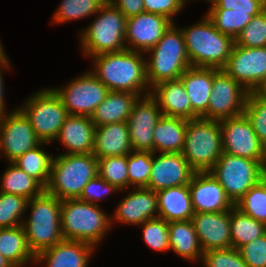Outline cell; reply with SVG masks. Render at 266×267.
Listing matches in <instances>:
<instances>
[{
  "mask_svg": "<svg viewBox=\"0 0 266 267\" xmlns=\"http://www.w3.org/2000/svg\"><path fill=\"white\" fill-rule=\"evenodd\" d=\"M153 164V152L132 151L127 155L128 188H147L151 168Z\"/></svg>",
  "mask_w": 266,
  "mask_h": 267,
  "instance_id": "cell-38",
  "label": "cell"
},
{
  "mask_svg": "<svg viewBox=\"0 0 266 267\" xmlns=\"http://www.w3.org/2000/svg\"><path fill=\"white\" fill-rule=\"evenodd\" d=\"M158 217L165 221L191 220L195 214L188 185L157 191Z\"/></svg>",
  "mask_w": 266,
  "mask_h": 267,
  "instance_id": "cell-27",
  "label": "cell"
},
{
  "mask_svg": "<svg viewBox=\"0 0 266 267\" xmlns=\"http://www.w3.org/2000/svg\"><path fill=\"white\" fill-rule=\"evenodd\" d=\"M206 1H208L212 4V3H214L215 0H206ZM185 3H186V0H185Z\"/></svg>",
  "mask_w": 266,
  "mask_h": 267,
  "instance_id": "cell-54",
  "label": "cell"
},
{
  "mask_svg": "<svg viewBox=\"0 0 266 267\" xmlns=\"http://www.w3.org/2000/svg\"><path fill=\"white\" fill-rule=\"evenodd\" d=\"M0 267H14L7 259L0 253Z\"/></svg>",
  "mask_w": 266,
  "mask_h": 267,
  "instance_id": "cell-52",
  "label": "cell"
},
{
  "mask_svg": "<svg viewBox=\"0 0 266 267\" xmlns=\"http://www.w3.org/2000/svg\"><path fill=\"white\" fill-rule=\"evenodd\" d=\"M209 9H228L258 15L266 9V0H215Z\"/></svg>",
  "mask_w": 266,
  "mask_h": 267,
  "instance_id": "cell-47",
  "label": "cell"
},
{
  "mask_svg": "<svg viewBox=\"0 0 266 267\" xmlns=\"http://www.w3.org/2000/svg\"><path fill=\"white\" fill-rule=\"evenodd\" d=\"M209 173L221 184L227 197L235 205L266 176V168L257 160L223 152Z\"/></svg>",
  "mask_w": 266,
  "mask_h": 267,
  "instance_id": "cell-9",
  "label": "cell"
},
{
  "mask_svg": "<svg viewBox=\"0 0 266 267\" xmlns=\"http://www.w3.org/2000/svg\"><path fill=\"white\" fill-rule=\"evenodd\" d=\"M201 262L204 267H248L239 250L233 247L205 251Z\"/></svg>",
  "mask_w": 266,
  "mask_h": 267,
  "instance_id": "cell-44",
  "label": "cell"
},
{
  "mask_svg": "<svg viewBox=\"0 0 266 267\" xmlns=\"http://www.w3.org/2000/svg\"><path fill=\"white\" fill-rule=\"evenodd\" d=\"M206 16L216 29L231 36L234 40L253 18L250 14L228 9H209Z\"/></svg>",
  "mask_w": 266,
  "mask_h": 267,
  "instance_id": "cell-35",
  "label": "cell"
},
{
  "mask_svg": "<svg viewBox=\"0 0 266 267\" xmlns=\"http://www.w3.org/2000/svg\"><path fill=\"white\" fill-rule=\"evenodd\" d=\"M195 173L182 153H153L147 188L157 192L165 188L189 185Z\"/></svg>",
  "mask_w": 266,
  "mask_h": 267,
  "instance_id": "cell-18",
  "label": "cell"
},
{
  "mask_svg": "<svg viewBox=\"0 0 266 267\" xmlns=\"http://www.w3.org/2000/svg\"><path fill=\"white\" fill-rule=\"evenodd\" d=\"M94 248L87 242L63 239L40 252L35 257V264L43 263L46 267H88Z\"/></svg>",
  "mask_w": 266,
  "mask_h": 267,
  "instance_id": "cell-22",
  "label": "cell"
},
{
  "mask_svg": "<svg viewBox=\"0 0 266 267\" xmlns=\"http://www.w3.org/2000/svg\"><path fill=\"white\" fill-rule=\"evenodd\" d=\"M132 151L127 122L95 127L93 154L97 159L127 156Z\"/></svg>",
  "mask_w": 266,
  "mask_h": 267,
  "instance_id": "cell-25",
  "label": "cell"
},
{
  "mask_svg": "<svg viewBox=\"0 0 266 267\" xmlns=\"http://www.w3.org/2000/svg\"><path fill=\"white\" fill-rule=\"evenodd\" d=\"M107 0H63L52 23H64L96 15Z\"/></svg>",
  "mask_w": 266,
  "mask_h": 267,
  "instance_id": "cell-36",
  "label": "cell"
},
{
  "mask_svg": "<svg viewBox=\"0 0 266 267\" xmlns=\"http://www.w3.org/2000/svg\"><path fill=\"white\" fill-rule=\"evenodd\" d=\"M256 97L266 102V79L263 80L252 92Z\"/></svg>",
  "mask_w": 266,
  "mask_h": 267,
  "instance_id": "cell-51",
  "label": "cell"
},
{
  "mask_svg": "<svg viewBox=\"0 0 266 267\" xmlns=\"http://www.w3.org/2000/svg\"><path fill=\"white\" fill-rule=\"evenodd\" d=\"M191 221L203 252L232 247L230 210L195 213Z\"/></svg>",
  "mask_w": 266,
  "mask_h": 267,
  "instance_id": "cell-20",
  "label": "cell"
},
{
  "mask_svg": "<svg viewBox=\"0 0 266 267\" xmlns=\"http://www.w3.org/2000/svg\"><path fill=\"white\" fill-rule=\"evenodd\" d=\"M185 6V0H144V10L147 13L162 15L173 23V16Z\"/></svg>",
  "mask_w": 266,
  "mask_h": 267,
  "instance_id": "cell-48",
  "label": "cell"
},
{
  "mask_svg": "<svg viewBox=\"0 0 266 267\" xmlns=\"http://www.w3.org/2000/svg\"><path fill=\"white\" fill-rule=\"evenodd\" d=\"M232 247L239 249L266 234V224L244 214L235 206L230 210Z\"/></svg>",
  "mask_w": 266,
  "mask_h": 267,
  "instance_id": "cell-33",
  "label": "cell"
},
{
  "mask_svg": "<svg viewBox=\"0 0 266 267\" xmlns=\"http://www.w3.org/2000/svg\"><path fill=\"white\" fill-rule=\"evenodd\" d=\"M98 175L120 191L128 189L127 156L98 159Z\"/></svg>",
  "mask_w": 266,
  "mask_h": 267,
  "instance_id": "cell-39",
  "label": "cell"
},
{
  "mask_svg": "<svg viewBox=\"0 0 266 267\" xmlns=\"http://www.w3.org/2000/svg\"><path fill=\"white\" fill-rule=\"evenodd\" d=\"M2 173V182L0 183V192L19 195L28 200L39 196L45 189L32 177L13 162Z\"/></svg>",
  "mask_w": 266,
  "mask_h": 267,
  "instance_id": "cell-32",
  "label": "cell"
},
{
  "mask_svg": "<svg viewBox=\"0 0 266 267\" xmlns=\"http://www.w3.org/2000/svg\"><path fill=\"white\" fill-rule=\"evenodd\" d=\"M0 253L14 267L27 266L30 261L35 264V256L29 249L22 225L0 228Z\"/></svg>",
  "mask_w": 266,
  "mask_h": 267,
  "instance_id": "cell-31",
  "label": "cell"
},
{
  "mask_svg": "<svg viewBox=\"0 0 266 267\" xmlns=\"http://www.w3.org/2000/svg\"><path fill=\"white\" fill-rule=\"evenodd\" d=\"M223 153L219 120H187L182 155L196 172H209Z\"/></svg>",
  "mask_w": 266,
  "mask_h": 267,
  "instance_id": "cell-8",
  "label": "cell"
},
{
  "mask_svg": "<svg viewBox=\"0 0 266 267\" xmlns=\"http://www.w3.org/2000/svg\"><path fill=\"white\" fill-rule=\"evenodd\" d=\"M110 192H119V189L115 185L106 182L99 175H96L86 184L78 199L88 204H98L95 201L102 200Z\"/></svg>",
  "mask_w": 266,
  "mask_h": 267,
  "instance_id": "cell-46",
  "label": "cell"
},
{
  "mask_svg": "<svg viewBox=\"0 0 266 267\" xmlns=\"http://www.w3.org/2000/svg\"><path fill=\"white\" fill-rule=\"evenodd\" d=\"M127 193L129 194L117 205L114 216L111 217V225L116 221L137 226L158 217L156 191L148 188H134L132 192L127 191Z\"/></svg>",
  "mask_w": 266,
  "mask_h": 267,
  "instance_id": "cell-21",
  "label": "cell"
},
{
  "mask_svg": "<svg viewBox=\"0 0 266 267\" xmlns=\"http://www.w3.org/2000/svg\"><path fill=\"white\" fill-rule=\"evenodd\" d=\"M60 223L65 240L83 241L95 247L113 228L110 216L98 204H88L78 198L61 201Z\"/></svg>",
  "mask_w": 266,
  "mask_h": 267,
  "instance_id": "cell-5",
  "label": "cell"
},
{
  "mask_svg": "<svg viewBox=\"0 0 266 267\" xmlns=\"http://www.w3.org/2000/svg\"><path fill=\"white\" fill-rule=\"evenodd\" d=\"M222 70L249 92L266 79V47H243L234 43Z\"/></svg>",
  "mask_w": 266,
  "mask_h": 267,
  "instance_id": "cell-15",
  "label": "cell"
},
{
  "mask_svg": "<svg viewBox=\"0 0 266 267\" xmlns=\"http://www.w3.org/2000/svg\"><path fill=\"white\" fill-rule=\"evenodd\" d=\"M11 67L10 61L8 59V56L5 54L3 56L0 57V116L8 113L5 112V100H4V84H3V72L2 70L5 69H9Z\"/></svg>",
  "mask_w": 266,
  "mask_h": 267,
  "instance_id": "cell-50",
  "label": "cell"
},
{
  "mask_svg": "<svg viewBox=\"0 0 266 267\" xmlns=\"http://www.w3.org/2000/svg\"><path fill=\"white\" fill-rule=\"evenodd\" d=\"M98 175V159L90 154H59L52 159L45 191L58 199H77L86 184Z\"/></svg>",
  "mask_w": 266,
  "mask_h": 267,
  "instance_id": "cell-4",
  "label": "cell"
},
{
  "mask_svg": "<svg viewBox=\"0 0 266 267\" xmlns=\"http://www.w3.org/2000/svg\"><path fill=\"white\" fill-rule=\"evenodd\" d=\"M223 152L259 161L266 168V148L245 114L220 120Z\"/></svg>",
  "mask_w": 266,
  "mask_h": 267,
  "instance_id": "cell-12",
  "label": "cell"
},
{
  "mask_svg": "<svg viewBox=\"0 0 266 267\" xmlns=\"http://www.w3.org/2000/svg\"><path fill=\"white\" fill-rule=\"evenodd\" d=\"M31 213L28 221L22 222L29 249L36 257L64 238L61 233V200L45 190L28 200Z\"/></svg>",
  "mask_w": 266,
  "mask_h": 267,
  "instance_id": "cell-3",
  "label": "cell"
},
{
  "mask_svg": "<svg viewBox=\"0 0 266 267\" xmlns=\"http://www.w3.org/2000/svg\"><path fill=\"white\" fill-rule=\"evenodd\" d=\"M249 91L222 69L213 68L207 119L223 120L244 114Z\"/></svg>",
  "mask_w": 266,
  "mask_h": 267,
  "instance_id": "cell-13",
  "label": "cell"
},
{
  "mask_svg": "<svg viewBox=\"0 0 266 267\" xmlns=\"http://www.w3.org/2000/svg\"><path fill=\"white\" fill-rule=\"evenodd\" d=\"M97 14L95 20L80 33L85 57L125 50L127 18L109 0Z\"/></svg>",
  "mask_w": 266,
  "mask_h": 267,
  "instance_id": "cell-7",
  "label": "cell"
},
{
  "mask_svg": "<svg viewBox=\"0 0 266 267\" xmlns=\"http://www.w3.org/2000/svg\"><path fill=\"white\" fill-rule=\"evenodd\" d=\"M3 55H5V52H4L2 43L0 42V57L3 56Z\"/></svg>",
  "mask_w": 266,
  "mask_h": 267,
  "instance_id": "cell-53",
  "label": "cell"
},
{
  "mask_svg": "<svg viewBox=\"0 0 266 267\" xmlns=\"http://www.w3.org/2000/svg\"><path fill=\"white\" fill-rule=\"evenodd\" d=\"M44 144L48 143L42 142L19 156L13 163L45 189L50 178L53 156L41 149Z\"/></svg>",
  "mask_w": 266,
  "mask_h": 267,
  "instance_id": "cell-34",
  "label": "cell"
},
{
  "mask_svg": "<svg viewBox=\"0 0 266 267\" xmlns=\"http://www.w3.org/2000/svg\"><path fill=\"white\" fill-rule=\"evenodd\" d=\"M27 203L28 199L22 196L0 192V228L22 225Z\"/></svg>",
  "mask_w": 266,
  "mask_h": 267,
  "instance_id": "cell-40",
  "label": "cell"
},
{
  "mask_svg": "<svg viewBox=\"0 0 266 267\" xmlns=\"http://www.w3.org/2000/svg\"><path fill=\"white\" fill-rule=\"evenodd\" d=\"M41 143L29 119L19 108L0 116L1 157L5 156L9 162H14L19 156Z\"/></svg>",
  "mask_w": 266,
  "mask_h": 267,
  "instance_id": "cell-14",
  "label": "cell"
},
{
  "mask_svg": "<svg viewBox=\"0 0 266 267\" xmlns=\"http://www.w3.org/2000/svg\"><path fill=\"white\" fill-rule=\"evenodd\" d=\"M55 140L68 150L63 154H90L94 150L95 125L89 116L69 115Z\"/></svg>",
  "mask_w": 266,
  "mask_h": 267,
  "instance_id": "cell-24",
  "label": "cell"
},
{
  "mask_svg": "<svg viewBox=\"0 0 266 267\" xmlns=\"http://www.w3.org/2000/svg\"><path fill=\"white\" fill-rule=\"evenodd\" d=\"M194 213L228 211L234 204L209 172H196L189 185Z\"/></svg>",
  "mask_w": 266,
  "mask_h": 267,
  "instance_id": "cell-19",
  "label": "cell"
},
{
  "mask_svg": "<svg viewBox=\"0 0 266 267\" xmlns=\"http://www.w3.org/2000/svg\"><path fill=\"white\" fill-rule=\"evenodd\" d=\"M150 95L157 101L164 116L186 120L199 118L192 110L191 101L180 79L158 83L151 88Z\"/></svg>",
  "mask_w": 266,
  "mask_h": 267,
  "instance_id": "cell-23",
  "label": "cell"
},
{
  "mask_svg": "<svg viewBox=\"0 0 266 267\" xmlns=\"http://www.w3.org/2000/svg\"><path fill=\"white\" fill-rule=\"evenodd\" d=\"M145 53L125 49L90 57L94 63L91 71L110 91L149 95ZM145 93H144V92ZM143 93V94H142Z\"/></svg>",
  "mask_w": 266,
  "mask_h": 267,
  "instance_id": "cell-1",
  "label": "cell"
},
{
  "mask_svg": "<svg viewBox=\"0 0 266 267\" xmlns=\"http://www.w3.org/2000/svg\"><path fill=\"white\" fill-rule=\"evenodd\" d=\"M187 120L162 115L153 131V153H182Z\"/></svg>",
  "mask_w": 266,
  "mask_h": 267,
  "instance_id": "cell-29",
  "label": "cell"
},
{
  "mask_svg": "<svg viewBox=\"0 0 266 267\" xmlns=\"http://www.w3.org/2000/svg\"><path fill=\"white\" fill-rule=\"evenodd\" d=\"M235 44L243 47H266V9L242 29L235 38Z\"/></svg>",
  "mask_w": 266,
  "mask_h": 267,
  "instance_id": "cell-41",
  "label": "cell"
},
{
  "mask_svg": "<svg viewBox=\"0 0 266 267\" xmlns=\"http://www.w3.org/2000/svg\"><path fill=\"white\" fill-rule=\"evenodd\" d=\"M181 30L191 67L222 69L226 65L235 40L216 29L207 16Z\"/></svg>",
  "mask_w": 266,
  "mask_h": 267,
  "instance_id": "cell-2",
  "label": "cell"
},
{
  "mask_svg": "<svg viewBox=\"0 0 266 267\" xmlns=\"http://www.w3.org/2000/svg\"><path fill=\"white\" fill-rule=\"evenodd\" d=\"M191 101L193 112L207 119V107L213 85V68L189 67L179 78Z\"/></svg>",
  "mask_w": 266,
  "mask_h": 267,
  "instance_id": "cell-26",
  "label": "cell"
},
{
  "mask_svg": "<svg viewBox=\"0 0 266 267\" xmlns=\"http://www.w3.org/2000/svg\"><path fill=\"white\" fill-rule=\"evenodd\" d=\"M18 108L29 119L38 138L48 144L55 140L61 126L69 116L61 99L52 88L38 91L28 97Z\"/></svg>",
  "mask_w": 266,
  "mask_h": 267,
  "instance_id": "cell-10",
  "label": "cell"
},
{
  "mask_svg": "<svg viewBox=\"0 0 266 267\" xmlns=\"http://www.w3.org/2000/svg\"><path fill=\"white\" fill-rule=\"evenodd\" d=\"M238 250L248 267H266V234L241 246Z\"/></svg>",
  "mask_w": 266,
  "mask_h": 267,
  "instance_id": "cell-45",
  "label": "cell"
},
{
  "mask_svg": "<svg viewBox=\"0 0 266 267\" xmlns=\"http://www.w3.org/2000/svg\"><path fill=\"white\" fill-rule=\"evenodd\" d=\"M173 23L158 43L149 49L146 61L147 81L150 89L163 81L177 80L191 67L181 28Z\"/></svg>",
  "mask_w": 266,
  "mask_h": 267,
  "instance_id": "cell-6",
  "label": "cell"
},
{
  "mask_svg": "<svg viewBox=\"0 0 266 267\" xmlns=\"http://www.w3.org/2000/svg\"><path fill=\"white\" fill-rule=\"evenodd\" d=\"M144 242L154 251L166 252L170 250L168 222L162 218L145 221L142 225Z\"/></svg>",
  "mask_w": 266,
  "mask_h": 267,
  "instance_id": "cell-42",
  "label": "cell"
},
{
  "mask_svg": "<svg viewBox=\"0 0 266 267\" xmlns=\"http://www.w3.org/2000/svg\"><path fill=\"white\" fill-rule=\"evenodd\" d=\"M241 212L266 224V176L234 205Z\"/></svg>",
  "mask_w": 266,
  "mask_h": 267,
  "instance_id": "cell-37",
  "label": "cell"
},
{
  "mask_svg": "<svg viewBox=\"0 0 266 267\" xmlns=\"http://www.w3.org/2000/svg\"><path fill=\"white\" fill-rule=\"evenodd\" d=\"M162 115L150 94L137 99L127 120L132 150L153 152V131Z\"/></svg>",
  "mask_w": 266,
  "mask_h": 267,
  "instance_id": "cell-16",
  "label": "cell"
},
{
  "mask_svg": "<svg viewBox=\"0 0 266 267\" xmlns=\"http://www.w3.org/2000/svg\"><path fill=\"white\" fill-rule=\"evenodd\" d=\"M172 24L171 20L162 15L147 12L127 18L126 49L146 53L158 43Z\"/></svg>",
  "mask_w": 266,
  "mask_h": 267,
  "instance_id": "cell-17",
  "label": "cell"
},
{
  "mask_svg": "<svg viewBox=\"0 0 266 267\" xmlns=\"http://www.w3.org/2000/svg\"><path fill=\"white\" fill-rule=\"evenodd\" d=\"M140 96L131 92L110 91L91 116L95 127L127 122L134 103Z\"/></svg>",
  "mask_w": 266,
  "mask_h": 267,
  "instance_id": "cell-28",
  "label": "cell"
},
{
  "mask_svg": "<svg viewBox=\"0 0 266 267\" xmlns=\"http://www.w3.org/2000/svg\"><path fill=\"white\" fill-rule=\"evenodd\" d=\"M126 18L145 12L144 0H109Z\"/></svg>",
  "mask_w": 266,
  "mask_h": 267,
  "instance_id": "cell-49",
  "label": "cell"
},
{
  "mask_svg": "<svg viewBox=\"0 0 266 267\" xmlns=\"http://www.w3.org/2000/svg\"><path fill=\"white\" fill-rule=\"evenodd\" d=\"M52 90L61 99L69 115L89 117L110 92L91 71L74 78L64 88Z\"/></svg>",
  "mask_w": 266,
  "mask_h": 267,
  "instance_id": "cell-11",
  "label": "cell"
},
{
  "mask_svg": "<svg viewBox=\"0 0 266 267\" xmlns=\"http://www.w3.org/2000/svg\"><path fill=\"white\" fill-rule=\"evenodd\" d=\"M168 230L170 250L183 259L201 261L204 252L191 220L169 222Z\"/></svg>",
  "mask_w": 266,
  "mask_h": 267,
  "instance_id": "cell-30",
  "label": "cell"
},
{
  "mask_svg": "<svg viewBox=\"0 0 266 267\" xmlns=\"http://www.w3.org/2000/svg\"><path fill=\"white\" fill-rule=\"evenodd\" d=\"M244 114L251 121L257 137L266 148V102L249 92Z\"/></svg>",
  "mask_w": 266,
  "mask_h": 267,
  "instance_id": "cell-43",
  "label": "cell"
}]
</instances>
